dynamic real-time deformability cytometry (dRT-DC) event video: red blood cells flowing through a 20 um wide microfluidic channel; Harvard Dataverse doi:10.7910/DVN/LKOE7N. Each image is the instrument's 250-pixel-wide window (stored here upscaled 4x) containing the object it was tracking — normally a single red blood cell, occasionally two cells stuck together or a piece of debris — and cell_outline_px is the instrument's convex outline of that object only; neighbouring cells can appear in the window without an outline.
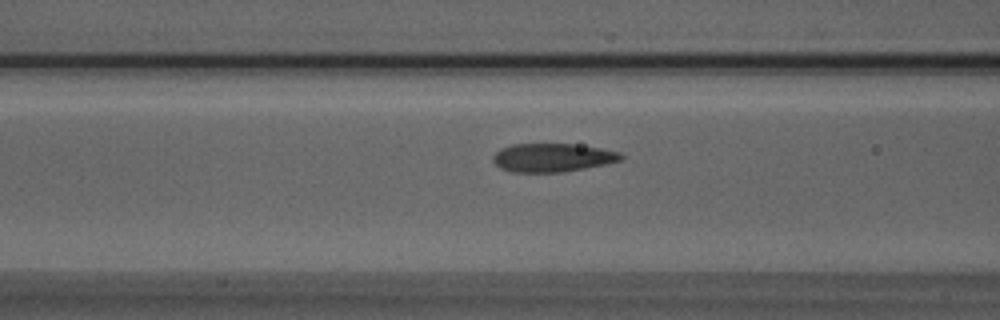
{"species": "Egyptian fruit bat (a non-hibernating species)", "species_latin": "Rousettus aegyptiacus", "temperature_condition": "room temperature", "stored_images_in_passage": 26, "camera_frame_rate_fps": 3000, "um_per_image_px": 0.085, "animal": {"sex": "male"}, "frame": {"image": 1, "passage_image": 11, "time_ms": 3.333, "image_size_px": [1000, 320], "cell_outline_px": [[624, 156], [620, 160], [608, 164], [564, 172], [512, 172], [500, 168], [492, 160], [492, 156], [500, 148], [512, 144], [572, 144], [600, 148], [620, 152]], "centroid_in_image_um": [46.95, 13.4], "position_along_channel_um": 119.7, "area_um2": 21.33}}
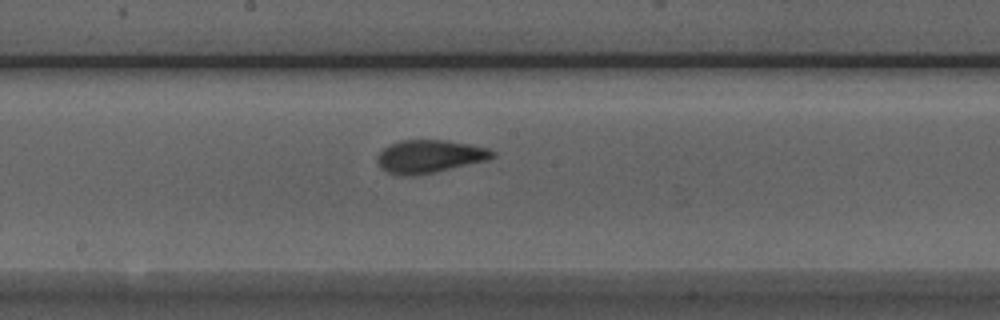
{"frame": {"image": 2, "passage_image": 18, "time_ms": 5.667, "image_size_px": [1000, 320], "cell_outline_px": [[496, 156], [488, 160], [436, 172], [412, 176], [396, 176], [388, 172], [376, 160], [376, 156], [384, 148], [400, 140], [444, 140], [468, 144], [488, 148], [496, 152]], "centroid_in_image_um": [36.53, 13.3], "position_along_channel_um": 211.7, "area_um2": 22.14}}
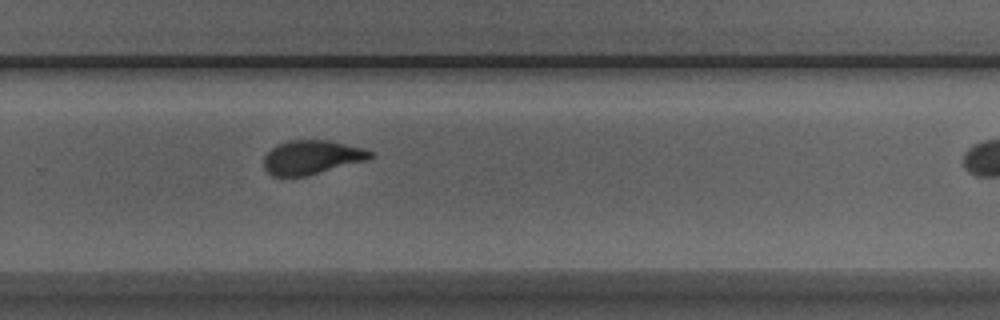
{"frame": {"image": 3, "passage_image": 25, "time_ms": 8.0, "image_size_px": [1000, 320], "cell_outline_px": [[376, 156], [368, 160], [308, 176], [272, 176], [264, 168], [264, 156], [272, 148], [280, 144], [292, 140], [332, 140], [364, 148], [372, 152]], "centroid_in_image_um": [26.55, 13.37], "position_along_channel_um": 303.2, "area_um2": 21.27}}